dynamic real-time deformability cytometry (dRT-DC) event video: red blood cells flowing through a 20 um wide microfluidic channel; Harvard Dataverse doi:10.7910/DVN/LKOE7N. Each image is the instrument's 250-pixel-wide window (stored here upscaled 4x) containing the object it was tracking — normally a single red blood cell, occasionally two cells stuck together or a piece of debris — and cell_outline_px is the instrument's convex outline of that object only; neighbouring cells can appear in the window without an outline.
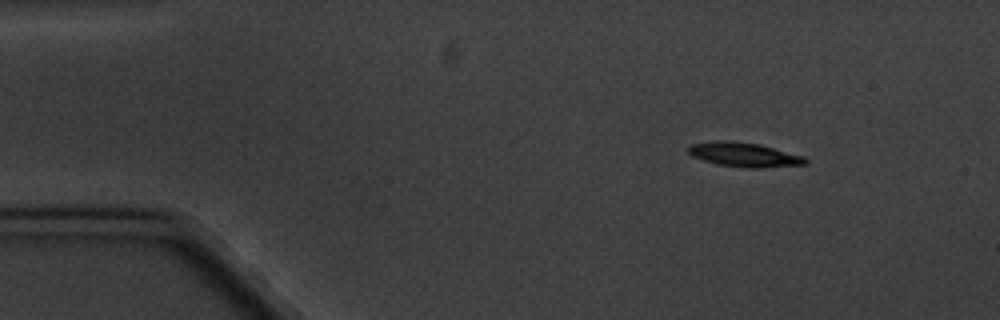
{"species": "common noctule bat (a hibernating species)", "species_latin": "Nyctalus noctula", "temperature_condition": "cold", "stored_images_in_passage": 4, "camera_frame_rate_fps": 3000, "um_per_image_px": 0.085, "animal": {"sex": "male", "body_mass_g": 20.1, "forearm_length_mm": 53.5}, "frame": {"image": 1, "passage_image": 2, "time_ms": 1.333, "image_size_px": [1000, 320], "cell_outline_px": [[808, 164], [760, 168], [748, 168], [716, 164], [692, 156], [688, 152], [688, 148], [692, 144], [716, 140], [732, 140], [760, 144], [804, 156], [808, 160]], "centroid_in_image_um": [63.27, 13.14], "position_along_channel_um": 21.7, "area_um2": 16.7}}
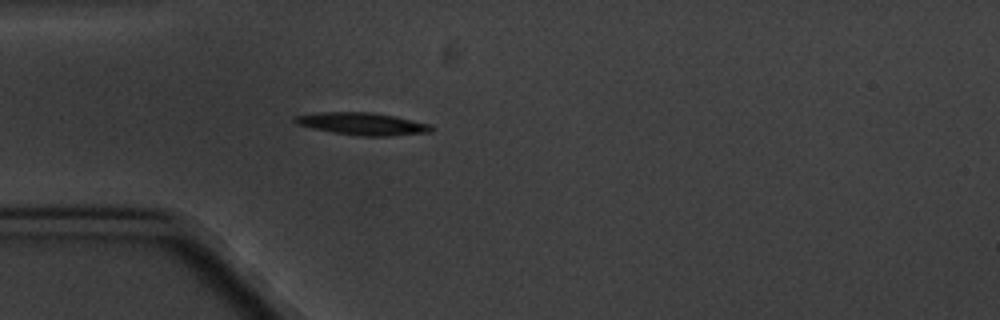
{"frame": {"image": 2, "passage_image": 4, "time_ms": 4.333, "image_size_px": [1000, 320], "cell_outline_px": [[432, 132], [388, 136], [360, 136], [332, 132], [312, 128], [296, 124], [292, 120], [296, 116], [320, 112], [372, 112], [396, 116], [432, 124]], "centroid_in_image_um": [30.83, 10.52], "position_along_channel_um": 54.2, "area_um2": 17.86}}